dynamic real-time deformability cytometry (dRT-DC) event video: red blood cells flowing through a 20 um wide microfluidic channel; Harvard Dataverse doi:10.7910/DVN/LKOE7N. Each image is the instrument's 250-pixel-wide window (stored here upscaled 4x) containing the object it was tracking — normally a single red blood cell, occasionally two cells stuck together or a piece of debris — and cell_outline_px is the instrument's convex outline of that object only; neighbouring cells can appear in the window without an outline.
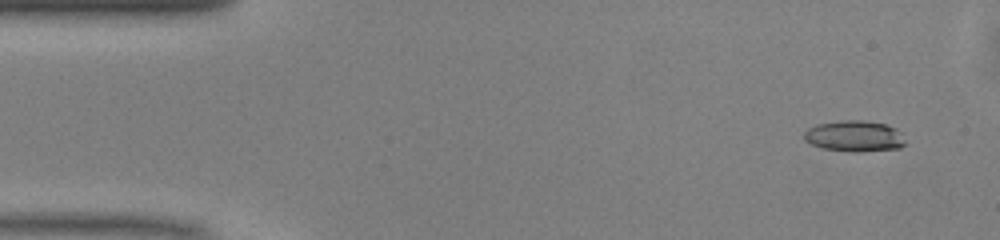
{"species": "common noctule bat (a hibernating species)", "species_latin": "Nyctalus noctula", "temperature_condition": "warm", "stored_images_in_passage": 47, "camera_frame_rate_fps": 3000, "um_per_image_px": 0.085, "animal": {"sex": "male", "body_mass_g": 13.0, "forearm_length_mm": 53.1}, "frame": {"image": 1, "passage_image": 1, "time_ms": 0.0, "image_size_px": [1000, 240], "cell_outline_px": [[908, 144], [900, 148], [856, 152], [848, 152], [824, 148], [812, 144], [804, 140], [804, 132], [808, 128], [816, 124], [840, 120], [864, 120], [888, 124], [896, 128]], "centroid_in_image_um": [72.65, 11.56], "position_along_channel_um": 12.4, "area_um2": 18.55}}
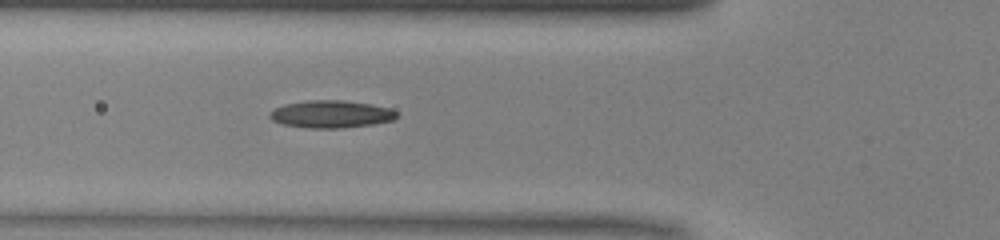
{"frame": {"image": 2, "passage_image": 15, "time_ms": 4.667, "image_size_px": [1000, 240], "cell_outline_px": [[400, 116], [396, 120], [372, 124], [340, 128], [308, 128], [280, 124], [272, 120], [268, 116], [268, 112], [284, 104], [308, 100], [344, 100], [372, 104], [392, 108]], "centroid_in_image_um": [28.16, 9.7], "position_along_channel_um": 97.6, "area_um2": 20.63}}
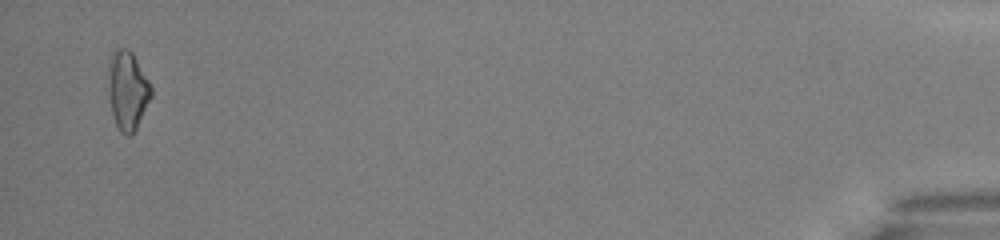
{"frame": {"image": 3, "passage_image": 46, "time_ms": 15.0, "image_size_px": [1000, 240], "cell_outline_px": [[152, 96], [132, 136], [124, 136], [120, 132], [112, 116], [108, 96], [108, 76], [112, 48], [128, 48], [132, 52], [152, 84]], "centroid_in_image_um": [10.84, 7.68], "position_along_channel_um": 424.4, "area_um2": 20.11}, "authors_computed_cell_mechanics": {"area_um2": 18.6694, "velocity_mm_per_s": 4.106, "shape_relaxation_time_tau1_ms": null, "shape_relaxation_time_tau2_ms": 4.6294, "deformation_change_tau1": null, "deformation_change_tau2": 0.1524}}